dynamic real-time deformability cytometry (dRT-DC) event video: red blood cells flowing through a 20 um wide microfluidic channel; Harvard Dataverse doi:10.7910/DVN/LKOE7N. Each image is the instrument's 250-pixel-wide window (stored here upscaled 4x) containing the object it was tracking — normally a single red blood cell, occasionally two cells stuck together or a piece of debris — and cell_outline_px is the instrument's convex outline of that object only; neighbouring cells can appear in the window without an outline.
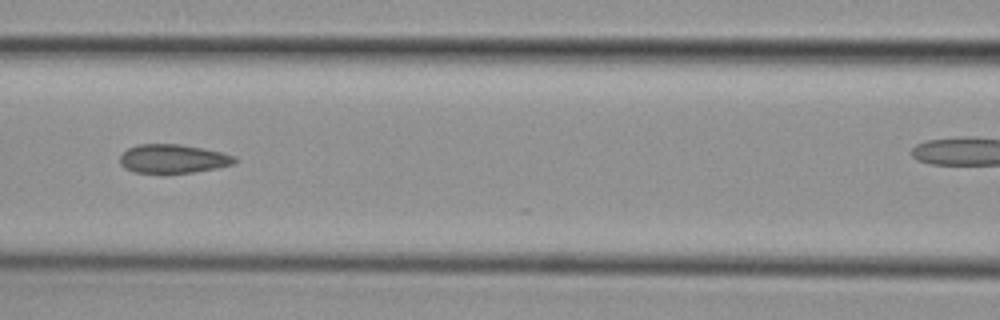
{"species": "common noctule bat (a hibernating species)", "species_latin": "Nyctalus noctula", "temperature_condition": "cold", "stored_images_in_passage": 7, "camera_frame_rate_fps": 3000, "um_per_image_px": 0.085, "animal": {"sex": "female", "body_mass_g": 29.2, "forearm_length_mm": 56.3}, "frame": {"image": 1, "passage_image": 6, "time_ms": 1.667, "image_size_px": [1000, 320], "cell_outline_px": [[236, 164], [216, 168], [192, 172], [164, 176], [132, 172], [124, 168], [120, 164], [120, 156], [128, 148], [136, 144], [180, 144], [220, 152], [236, 156]], "centroid_in_image_um": [14.66, 13.54], "position_along_channel_um": 151.9, "area_um2": 19.94}}
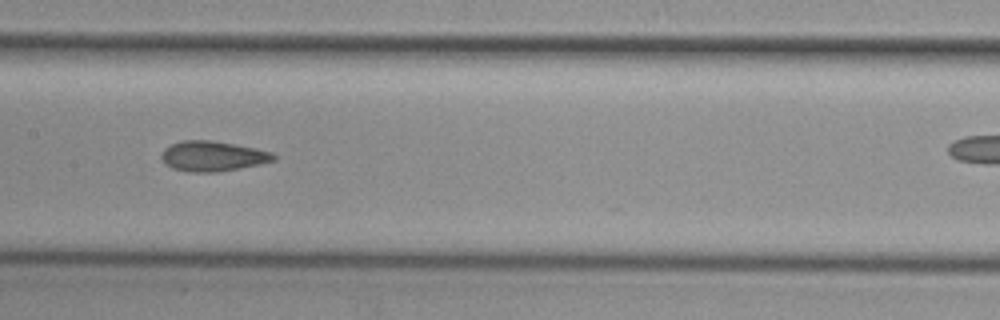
{"frame": {"image": 2, "passage_image": 7, "time_ms": 2.0, "image_size_px": [1000, 320], "cell_outline_px": [[276, 160], [260, 164], [240, 168], [216, 172], [188, 172], [172, 168], [164, 164], [160, 156], [164, 148], [180, 140], [212, 140], [236, 144], [256, 148], [272, 152], [276, 156]], "centroid_in_image_um": [18.07, 13.27], "position_along_channel_um": 189.3, "area_um2": 19.94}}